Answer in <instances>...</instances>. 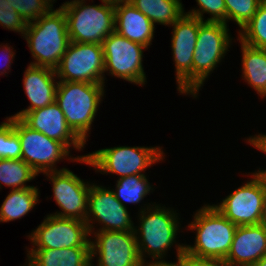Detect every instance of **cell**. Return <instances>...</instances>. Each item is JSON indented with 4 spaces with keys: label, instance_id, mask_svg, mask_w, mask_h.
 Here are the masks:
<instances>
[{
    "label": "cell",
    "instance_id": "cell-34",
    "mask_svg": "<svg viewBox=\"0 0 266 266\" xmlns=\"http://www.w3.org/2000/svg\"><path fill=\"white\" fill-rule=\"evenodd\" d=\"M250 145L266 153V135L260 134L247 139Z\"/></svg>",
    "mask_w": 266,
    "mask_h": 266
},
{
    "label": "cell",
    "instance_id": "cell-2",
    "mask_svg": "<svg viewBox=\"0 0 266 266\" xmlns=\"http://www.w3.org/2000/svg\"><path fill=\"white\" fill-rule=\"evenodd\" d=\"M104 84L58 81L56 99L67 125L85 143L98 106L104 96Z\"/></svg>",
    "mask_w": 266,
    "mask_h": 266
},
{
    "label": "cell",
    "instance_id": "cell-17",
    "mask_svg": "<svg viewBox=\"0 0 266 266\" xmlns=\"http://www.w3.org/2000/svg\"><path fill=\"white\" fill-rule=\"evenodd\" d=\"M21 120L31 129L62 142L68 149L72 145L76 150H81L86 144L67 125L65 115L56 101L44 108L27 112Z\"/></svg>",
    "mask_w": 266,
    "mask_h": 266
},
{
    "label": "cell",
    "instance_id": "cell-29",
    "mask_svg": "<svg viewBox=\"0 0 266 266\" xmlns=\"http://www.w3.org/2000/svg\"><path fill=\"white\" fill-rule=\"evenodd\" d=\"M262 0H225L226 25L235 21L242 29L253 18Z\"/></svg>",
    "mask_w": 266,
    "mask_h": 266
},
{
    "label": "cell",
    "instance_id": "cell-15",
    "mask_svg": "<svg viewBox=\"0 0 266 266\" xmlns=\"http://www.w3.org/2000/svg\"><path fill=\"white\" fill-rule=\"evenodd\" d=\"M92 219L103 225L99 231H134L135 229L126 206L117 200L113 190L97 186L94 183L89 189L85 219L90 236L94 228Z\"/></svg>",
    "mask_w": 266,
    "mask_h": 266
},
{
    "label": "cell",
    "instance_id": "cell-6",
    "mask_svg": "<svg viewBox=\"0 0 266 266\" xmlns=\"http://www.w3.org/2000/svg\"><path fill=\"white\" fill-rule=\"evenodd\" d=\"M163 151L160 147H128L119 146L105 148L93 153L72 157L71 160L86 163L95 167L98 172L115 173L119 178L133 175H144L142 171L163 160Z\"/></svg>",
    "mask_w": 266,
    "mask_h": 266
},
{
    "label": "cell",
    "instance_id": "cell-9",
    "mask_svg": "<svg viewBox=\"0 0 266 266\" xmlns=\"http://www.w3.org/2000/svg\"><path fill=\"white\" fill-rule=\"evenodd\" d=\"M104 53V71L118 77L143 85L146 75L143 70V49L146 46L133 42L116 31L112 32L102 43Z\"/></svg>",
    "mask_w": 266,
    "mask_h": 266
},
{
    "label": "cell",
    "instance_id": "cell-38",
    "mask_svg": "<svg viewBox=\"0 0 266 266\" xmlns=\"http://www.w3.org/2000/svg\"><path fill=\"white\" fill-rule=\"evenodd\" d=\"M103 2L112 3V4H118L122 2H128L129 0H101Z\"/></svg>",
    "mask_w": 266,
    "mask_h": 266
},
{
    "label": "cell",
    "instance_id": "cell-1",
    "mask_svg": "<svg viewBox=\"0 0 266 266\" xmlns=\"http://www.w3.org/2000/svg\"><path fill=\"white\" fill-rule=\"evenodd\" d=\"M34 62L31 65L55 69L70 41L64 10L59 7L27 24L24 36Z\"/></svg>",
    "mask_w": 266,
    "mask_h": 266
},
{
    "label": "cell",
    "instance_id": "cell-24",
    "mask_svg": "<svg viewBox=\"0 0 266 266\" xmlns=\"http://www.w3.org/2000/svg\"><path fill=\"white\" fill-rule=\"evenodd\" d=\"M37 187L11 190L0 208V222H9L24 217L38 203Z\"/></svg>",
    "mask_w": 266,
    "mask_h": 266
},
{
    "label": "cell",
    "instance_id": "cell-11",
    "mask_svg": "<svg viewBox=\"0 0 266 266\" xmlns=\"http://www.w3.org/2000/svg\"><path fill=\"white\" fill-rule=\"evenodd\" d=\"M14 131L21 143V159L37 174L59 171L57 161L69 156L70 150L62 143L31 129L20 118L14 117Z\"/></svg>",
    "mask_w": 266,
    "mask_h": 266
},
{
    "label": "cell",
    "instance_id": "cell-23",
    "mask_svg": "<svg viewBox=\"0 0 266 266\" xmlns=\"http://www.w3.org/2000/svg\"><path fill=\"white\" fill-rule=\"evenodd\" d=\"M155 24L172 25L185 13L180 0H129Z\"/></svg>",
    "mask_w": 266,
    "mask_h": 266
},
{
    "label": "cell",
    "instance_id": "cell-22",
    "mask_svg": "<svg viewBox=\"0 0 266 266\" xmlns=\"http://www.w3.org/2000/svg\"><path fill=\"white\" fill-rule=\"evenodd\" d=\"M243 78L262 98L266 97V49L241 42Z\"/></svg>",
    "mask_w": 266,
    "mask_h": 266
},
{
    "label": "cell",
    "instance_id": "cell-3",
    "mask_svg": "<svg viewBox=\"0 0 266 266\" xmlns=\"http://www.w3.org/2000/svg\"><path fill=\"white\" fill-rule=\"evenodd\" d=\"M188 227L196 230V238L194 246L184 245L187 253L200 258L225 260L237 229L234 223L213 205L205 204Z\"/></svg>",
    "mask_w": 266,
    "mask_h": 266
},
{
    "label": "cell",
    "instance_id": "cell-12",
    "mask_svg": "<svg viewBox=\"0 0 266 266\" xmlns=\"http://www.w3.org/2000/svg\"><path fill=\"white\" fill-rule=\"evenodd\" d=\"M89 236L85 221L60 218L50 214L29 235V239L33 243L32 249H64L91 247Z\"/></svg>",
    "mask_w": 266,
    "mask_h": 266
},
{
    "label": "cell",
    "instance_id": "cell-40",
    "mask_svg": "<svg viewBox=\"0 0 266 266\" xmlns=\"http://www.w3.org/2000/svg\"><path fill=\"white\" fill-rule=\"evenodd\" d=\"M258 173H260V174H262V175H265L266 176V170L265 171H263V170H259V171H257Z\"/></svg>",
    "mask_w": 266,
    "mask_h": 266
},
{
    "label": "cell",
    "instance_id": "cell-28",
    "mask_svg": "<svg viewBox=\"0 0 266 266\" xmlns=\"http://www.w3.org/2000/svg\"><path fill=\"white\" fill-rule=\"evenodd\" d=\"M0 124V159H21V143L14 131V117Z\"/></svg>",
    "mask_w": 266,
    "mask_h": 266
},
{
    "label": "cell",
    "instance_id": "cell-41",
    "mask_svg": "<svg viewBox=\"0 0 266 266\" xmlns=\"http://www.w3.org/2000/svg\"><path fill=\"white\" fill-rule=\"evenodd\" d=\"M47 1L53 6L52 2L55 1V0H53V1L52 0H47Z\"/></svg>",
    "mask_w": 266,
    "mask_h": 266
},
{
    "label": "cell",
    "instance_id": "cell-18",
    "mask_svg": "<svg viewBox=\"0 0 266 266\" xmlns=\"http://www.w3.org/2000/svg\"><path fill=\"white\" fill-rule=\"evenodd\" d=\"M266 255V231L260 225L237 226L226 266H253Z\"/></svg>",
    "mask_w": 266,
    "mask_h": 266
},
{
    "label": "cell",
    "instance_id": "cell-37",
    "mask_svg": "<svg viewBox=\"0 0 266 266\" xmlns=\"http://www.w3.org/2000/svg\"><path fill=\"white\" fill-rule=\"evenodd\" d=\"M253 266H266V255L256 262Z\"/></svg>",
    "mask_w": 266,
    "mask_h": 266
},
{
    "label": "cell",
    "instance_id": "cell-13",
    "mask_svg": "<svg viewBox=\"0 0 266 266\" xmlns=\"http://www.w3.org/2000/svg\"><path fill=\"white\" fill-rule=\"evenodd\" d=\"M172 53L176 68L177 90L193 96V55L199 29V19L184 14L171 25Z\"/></svg>",
    "mask_w": 266,
    "mask_h": 266
},
{
    "label": "cell",
    "instance_id": "cell-27",
    "mask_svg": "<svg viewBox=\"0 0 266 266\" xmlns=\"http://www.w3.org/2000/svg\"><path fill=\"white\" fill-rule=\"evenodd\" d=\"M241 30L238 37L240 42L266 49V0L260 2L253 18Z\"/></svg>",
    "mask_w": 266,
    "mask_h": 266
},
{
    "label": "cell",
    "instance_id": "cell-5",
    "mask_svg": "<svg viewBox=\"0 0 266 266\" xmlns=\"http://www.w3.org/2000/svg\"><path fill=\"white\" fill-rule=\"evenodd\" d=\"M85 0L64 3L67 31L70 41L97 43L102 45L115 31V4L103 2L100 5H85Z\"/></svg>",
    "mask_w": 266,
    "mask_h": 266
},
{
    "label": "cell",
    "instance_id": "cell-31",
    "mask_svg": "<svg viewBox=\"0 0 266 266\" xmlns=\"http://www.w3.org/2000/svg\"><path fill=\"white\" fill-rule=\"evenodd\" d=\"M199 9H193L186 15L196 17L203 21V14L206 12L211 15L210 18L204 21L224 22L226 24V6L225 0H196Z\"/></svg>",
    "mask_w": 266,
    "mask_h": 266
},
{
    "label": "cell",
    "instance_id": "cell-30",
    "mask_svg": "<svg viewBox=\"0 0 266 266\" xmlns=\"http://www.w3.org/2000/svg\"><path fill=\"white\" fill-rule=\"evenodd\" d=\"M8 2L27 24L47 14L53 7L47 0H8Z\"/></svg>",
    "mask_w": 266,
    "mask_h": 266
},
{
    "label": "cell",
    "instance_id": "cell-32",
    "mask_svg": "<svg viewBox=\"0 0 266 266\" xmlns=\"http://www.w3.org/2000/svg\"><path fill=\"white\" fill-rule=\"evenodd\" d=\"M0 25L11 31L21 32L24 36L27 23L9 4L8 0H0Z\"/></svg>",
    "mask_w": 266,
    "mask_h": 266
},
{
    "label": "cell",
    "instance_id": "cell-36",
    "mask_svg": "<svg viewBox=\"0 0 266 266\" xmlns=\"http://www.w3.org/2000/svg\"><path fill=\"white\" fill-rule=\"evenodd\" d=\"M259 224L265 229L266 231V195L264 197L263 201V207H262V214Z\"/></svg>",
    "mask_w": 266,
    "mask_h": 266
},
{
    "label": "cell",
    "instance_id": "cell-35",
    "mask_svg": "<svg viewBox=\"0 0 266 266\" xmlns=\"http://www.w3.org/2000/svg\"><path fill=\"white\" fill-rule=\"evenodd\" d=\"M2 51H4V56H5V61H6V69L7 70H9V68H11V67H9L10 65H11V61H13V58L15 57V55H14V53L15 52H13V51H11L12 49L10 48V47H8V45H4L3 46V48L1 49Z\"/></svg>",
    "mask_w": 266,
    "mask_h": 266
},
{
    "label": "cell",
    "instance_id": "cell-39",
    "mask_svg": "<svg viewBox=\"0 0 266 266\" xmlns=\"http://www.w3.org/2000/svg\"><path fill=\"white\" fill-rule=\"evenodd\" d=\"M143 266H172V264L171 263H169V264H149V263H147V264H144Z\"/></svg>",
    "mask_w": 266,
    "mask_h": 266
},
{
    "label": "cell",
    "instance_id": "cell-16",
    "mask_svg": "<svg viewBox=\"0 0 266 266\" xmlns=\"http://www.w3.org/2000/svg\"><path fill=\"white\" fill-rule=\"evenodd\" d=\"M44 174L52 181L55 202L63 211L51 215L85 221L91 185L66 168Z\"/></svg>",
    "mask_w": 266,
    "mask_h": 266
},
{
    "label": "cell",
    "instance_id": "cell-26",
    "mask_svg": "<svg viewBox=\"0 0 266 266\" xmlns=\"http://www.w3.org/2000/svg\"><path fill=\"white\" fill-rule=\"evenodd\" d=\"M151 188L145 175H133L119 178L113 192L117 200L126 206L124 203H139L150 190H153Z\"/></svg>",
    "mask_w": 266,
    "mask_h": 266
},
{
    "label": "cell",
    "instance_id": "cell-20",
    "mask_svg": "<svg viewBox=\"0 0 266 266\" xmlns=\"http://www.w3.org/2000/svg\"><path fill=\"white\" fill-rule=\"evenodd\" d=\"M154 24L129 1L115 4V31L146 47L152 44Z\"/></svg>",
    "mask_w": 266,
    "mask_h": 266
},
{
    "label": "cell",
    "instance_id": "cell-7",
    "mask_svg": "<svg viewBox=\"0 0 266 266\" xmlns=\"http://www.w3.org/2000/svg\"><path fill=\"white\" fill-rule=\"evenodd\" d=\"M224 22L201 21L193 55V96H197L199 88L203 86L220 60L224 58L231 38Z\"/></svg>",
    "mask_w": 266,
    "mask_h": 266
},
{
    "label": "cell",
    "instance_id": "cell-19",
    "mask_svg": "<svg viewBox=\"0 0 266 266\" xmlns=\"http://www.w3.org/2000/svg\"><path fill=\"white\" fill-rule=\"evenodd\" d=\"M23 85L30 106L16 113L12 117L22 118L27 112L44 108L56 99L55 69L29 64L24 72Z\"/></svg>",
    "mask_w": 266,
    "mask_h": 266
},
{
    "label": "cell",
    "instance_id": "cell-8",
    "mask_svg": "<svg viewBox=\"0 0 266 266\" xmlns=\"http://www.w3.org/2000/svg\"><path fill=\"white\" fill-rule=\"evenodd\" d=\"M103 47L97 43L71 41L55 73L60 81L104 84Z\"/></svg>",
    "mask_w": 266,
    "mask_h": 266
},
{
    "label": "cell",
    "instance_id": "cell-25",
    "mask_svg": "<svg viewBox=\"0 0 266 266\" xmlns=\"http://www.w3.org/2000/svg\"><path fill=\"white\" fill-rule=\"evenodd\" d=\"M38 174L22 159H0V188L1 184L15 189H26L25 183L34 179Z\"/></svg>",
    "mask_w": 266,
    "mask_h": 266
},
{
    "label": "cell",
    "instance_id": "cell-21",
    "mask_svg": "<svg viewBox=\"0 0 266 266\" xmlns=\"http://www.w3.org/2000/svg\"><path fill=\"white\" fill-rule=\"evenodd\" d=\"M27 266H93L91 247L31 249Z\"/></svg>",
    "mask_w": 266,
    "mask_h": 266
},
{
    "label": "cell",
    "instance_id": "cell-4",
    "mask_svg": "<svg viewBox=\"0 0 266 266\" xmlns=\"http://www.w3.org/2000/svg\"><path fill=\"white\" fill-rule=\"evenodd\" d=\"M147 210V211H146ZM176 212L163 206L142 208L140 211V227L134 229L138 252L144 264L145 254L151 255L152 259L157 261L149 264H169L163 259L166 251L176 243L179 222ZM139 232V233H138ZM139 235H138V234ZM138 235V237H137ZM140 237V238H139ZM160 259V260H159ZM159 260V261H158Z\"/></svg>",
    "mask_w": 266,
    "mask_h": 266
},
{
    "label": "cell",
    "instance_id": "cell-33",
    "mask_svg": "<svg viewBox=\"0 0 266 266\" xmlns=\"http://www.w3.org/2000/svg\"><path fill=\"white\" fill-rule=\"evenodd\" d=\"M177 262L172 263V266H226L222 260L200 258L190 255L184 250V245H176Z\"/></svg>",
    "mask_w": 266,
    "mask_h": 266
},
{
    "label": "cell",
    "instance_id": "cell-14",
    "mask_svg": "<svg viewBox=\"0 0 266 266\" xmlns=\"http://www.w3.org/2000/svg\"><path fill=\"white\" fill-rule=\"evenodd\" d=\"M91 243V259L97 266H143L134 231H97Z\"/></svg>",
    "mask_w": 266,
    "mask_h": 266
},
{
    "label": "cell",
    "instance_id": "cell-10",
    "mask_svg": "<svg viewBox=\"0 0 266 266\" xmlns=\"http://www.w3.org/2000/svg\"><path fill=\"white\" fill-rule=\"evenodd\" d=\"M253 179L213 205L236 226L259 224L266 195V176L255 171Z\"/></svg>",
    "mask_w": 266,
    "mask_h": 266
}]
</instances>
